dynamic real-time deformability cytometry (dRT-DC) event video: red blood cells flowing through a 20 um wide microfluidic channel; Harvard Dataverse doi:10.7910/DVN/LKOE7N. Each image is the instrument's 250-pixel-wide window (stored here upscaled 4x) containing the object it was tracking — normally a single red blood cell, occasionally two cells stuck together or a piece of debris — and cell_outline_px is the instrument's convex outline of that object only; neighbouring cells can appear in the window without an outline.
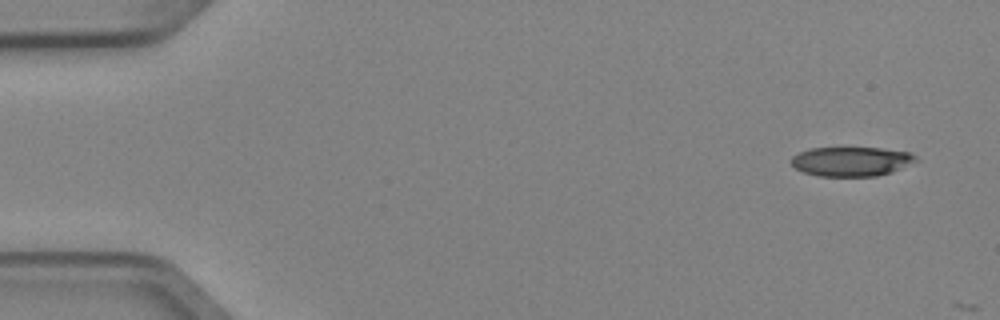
{"species": "Egyptian fruit bat (a non-hibernating species)", "species_latin": "Rousettus aegyptiacus", "temperature_condition": "cold", "stored_images_in_passage": 2, "camera_frame_rate_fps": 3000, "um_per_image_px": 0.085, "animal": {"sex": "female"}, "frame": {"image": 1, "passage_image": 1, "time_ms": 0.0, "image_size_px": [1000, 320], "cell_outline_px": [[920, 160], [892, 172], [876, 176], [820, 176], [804, 172], [796, 168], [792, 164], [792, 156], [808, 148], [880, 148], [912, 152]], "centroid_in_image_um": [72.41, 13.72], "position_along_channel_um": 12.6, "area_um2": 21.39}}